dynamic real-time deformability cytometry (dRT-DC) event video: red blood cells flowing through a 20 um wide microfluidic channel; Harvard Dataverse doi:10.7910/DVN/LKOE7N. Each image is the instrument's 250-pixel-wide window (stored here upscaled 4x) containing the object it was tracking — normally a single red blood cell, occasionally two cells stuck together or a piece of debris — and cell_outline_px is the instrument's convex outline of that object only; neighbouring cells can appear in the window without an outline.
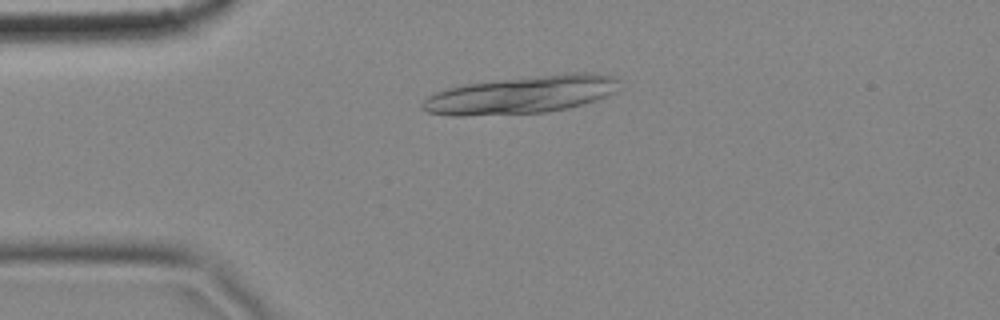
{"species": "common noctule bat (a hibernating species)", "species_latin": "Nyctalus noctula", "temperature_condition": "cold", "stored_images_in_passage": 5, "camera_frame_rate_fps": 3000, "um_per_image_px": 0.085, "animal": {"sex": "female", "body_mass_g": 18.4}, "frame": {"image": 1, "passage_image": 4, "time_ms": 1.0, "image_size_px": [1000, 320], "cell_outline_px": [[616, 92], [608, 96], [584, 104], [568, 108], [548, 112], [464, 116], [452, 116], [428, 112], [420, 108], [420, 104], [428, 96], [444, 88], [464, 84], [568, 72], [592, 72], [616, 76]], "centroid_in_image_um": [44.32, 8.05], "position_along_channel_um": 40.7, "area_um2": 43.52}}